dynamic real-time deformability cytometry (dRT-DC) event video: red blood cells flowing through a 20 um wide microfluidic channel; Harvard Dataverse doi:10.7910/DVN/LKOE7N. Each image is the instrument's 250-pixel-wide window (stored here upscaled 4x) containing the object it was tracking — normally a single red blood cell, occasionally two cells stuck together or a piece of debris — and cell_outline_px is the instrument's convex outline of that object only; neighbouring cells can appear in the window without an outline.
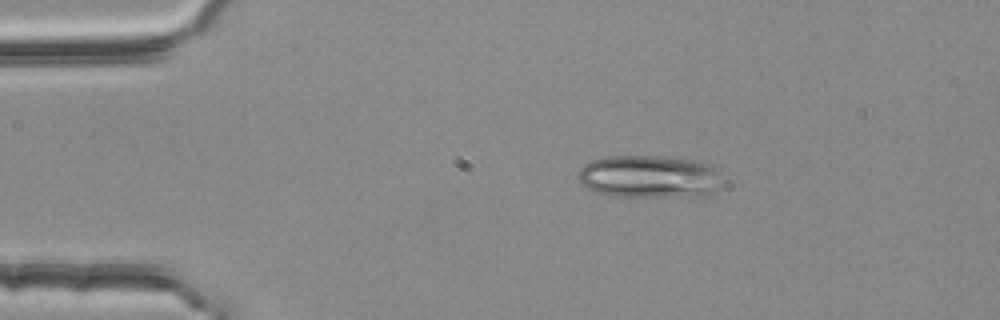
{"species": "common noctule bat (a hibernating species)", "species_latin": "Nyctalus noctula", "temperature_condition": "room temperature", "stored_images_in_passage": 2, "camera_frame_rate_fps": 3000, "um_per_image_px": 0.085, "animal": {"sex": "female", "body_mass_g": 25.1}, "frame": {"image": 1, "passage_image": 1, "time_ms": 0.0, "image_size_px": [1000, 320], "cell_outline_px": [[720, 184], [716, 188], [708, 192], [696, 196], [604, 196], [588, 188], [576, 176], [580, 168], [584, 164], [592, 160], [604, 156], [664, 156], [700, 160], [712, 164], [720, 168]], "centroid_in_image_um": [55.19, 14.98], "position_along_channel_um": 29.8, "area_um2": 36.24}}